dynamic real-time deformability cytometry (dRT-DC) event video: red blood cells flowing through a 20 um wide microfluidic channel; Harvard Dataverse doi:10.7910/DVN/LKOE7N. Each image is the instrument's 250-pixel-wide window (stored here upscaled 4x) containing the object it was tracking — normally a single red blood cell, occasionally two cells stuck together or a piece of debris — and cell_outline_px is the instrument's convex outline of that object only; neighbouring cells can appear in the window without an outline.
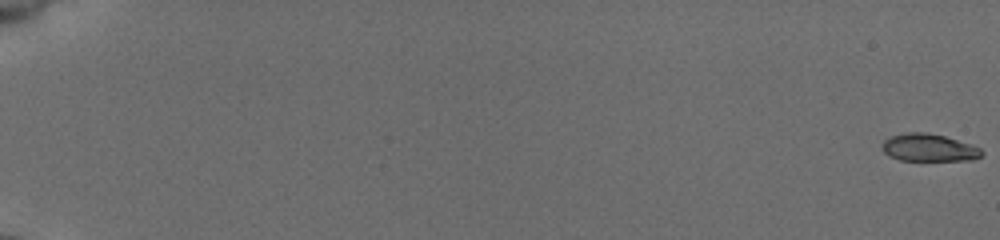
{"species": "common noctule bat (a hibernating species)", "species_latin": "Nyctalus noctula", "temperature_condition": "cold", "stored_images_in_passage": 56, "camera_frame_rate_fps": 3000, "um_per_image_px": 0.085, "animal": {"sex": "female", "body_mass_g": 19.5, "forearm_length_mm": 54.1}, "frame": {"image": 1, "passage_image": 1, "time_ms": 0.0, "image_size_px": [1000, 240], "cell_outline_px": [[984, 152], [980, 156], [972, 160], [900, 160], [888, 156], [884, 152], [880, 144], [884, 140], [892, 136], [904, 132], [928, 132], [944, 136], [972, 144], [980, 148]], "centroid_in_image_um": [78.93, 12.54], "position_along_channel_um": 6.1, "area_um2": 16.07}}
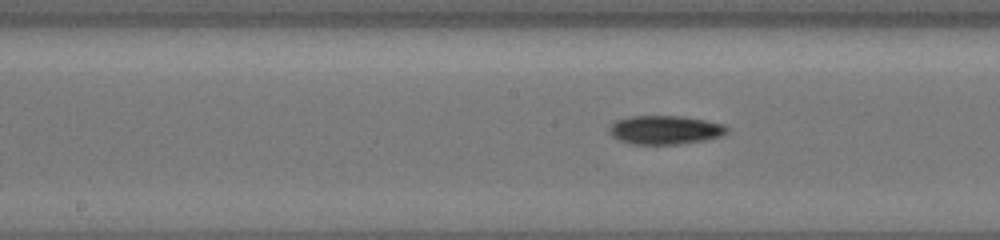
{"frame": {"image": 2, "passage_image": 32, "time_ms": 10.333, "image_size_px": [1000, 240], "cell_outline_px": [[728, 132], [720, 136], [704, 140], [676, 144], [632, 144], [620, 140], [612, 136], [608, 132], [608, 128], [616, 120], [628, 116], [680, 116], [704, 120], [724, 124], [728, 128]], "centroid_in_image_um": [56.5, 11.04], "position_along_channel_um": 191.7, "area_um2": 19.65}}
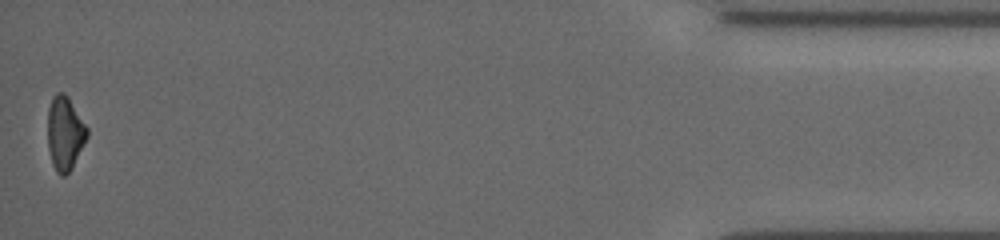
{"frame": {"image": 3, "passage_image": 56, "time_ms": 18.333, "image_size_px": [1000, 240], "cell_outline_px": [[88, 136], [72, 168], [64, 176], [60, 176], [56, 172], [52, 164], [48, 148], [48, 108], [52, 96], [56, 92], [64, 92], [68, 96], [88, 128]], "centroid_in_image_um": [5.51, 11.31], "position_along_channel_um": 429.7, "area_um2": 17.11}, "authors_computed_cell_mechanics": {"area_um2": 17.5712, "velocity_mm_per_s": 3.9079, "shape_relaxation_time_tau1_ms": 2.4697, "shape_relaxation_time_tau2_ms": null, "deformation_change_tau1": 0.1052, "deformation_change_tau2": null}}